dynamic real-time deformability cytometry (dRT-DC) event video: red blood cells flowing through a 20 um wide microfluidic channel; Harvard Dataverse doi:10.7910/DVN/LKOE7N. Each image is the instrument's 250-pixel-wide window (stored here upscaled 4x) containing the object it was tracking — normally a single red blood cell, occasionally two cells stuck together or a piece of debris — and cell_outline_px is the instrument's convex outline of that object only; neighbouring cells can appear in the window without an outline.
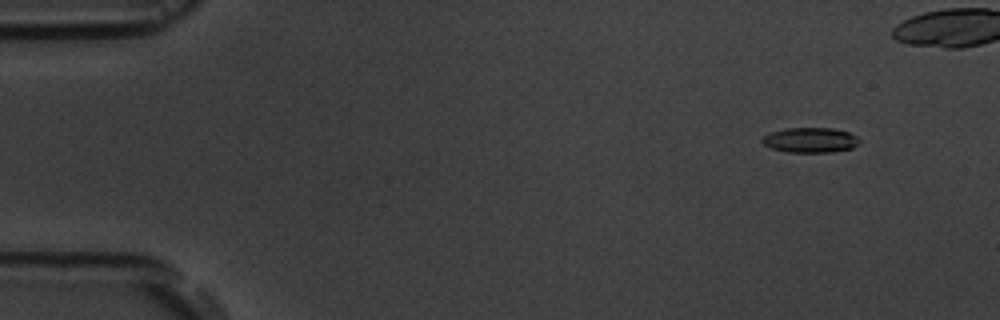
{"species": "common noctule bat (a hibernating species)", "species_latin": "Nyctalus noctula", "temperature_condition": "room temperature", "stored_images_in_passage": 5, "camera_frame_rate_fps": 3000, "um_per_image_px": 0.085, "animal": {"sex": "male", "body_mass_g": 19.5, "forearm_length_mm": 54.6}, "frame": {"image": 1, "passage_image": 1, "time_ms": 0.0, "image_size_px": [1000, 320], "cell_outline_px": [[860, 140], [852, 148], [832, 152], [788, 152], [772, 148], [764, 144], [760, 140], [764, 136], [772, 132], [784, 128], [832, 128], [848, 132], [856, 136]], "centroid_in_image_um": [68.87, 11.9], "position_along_channel_um": 16.1, "area_um2": 14.05}}